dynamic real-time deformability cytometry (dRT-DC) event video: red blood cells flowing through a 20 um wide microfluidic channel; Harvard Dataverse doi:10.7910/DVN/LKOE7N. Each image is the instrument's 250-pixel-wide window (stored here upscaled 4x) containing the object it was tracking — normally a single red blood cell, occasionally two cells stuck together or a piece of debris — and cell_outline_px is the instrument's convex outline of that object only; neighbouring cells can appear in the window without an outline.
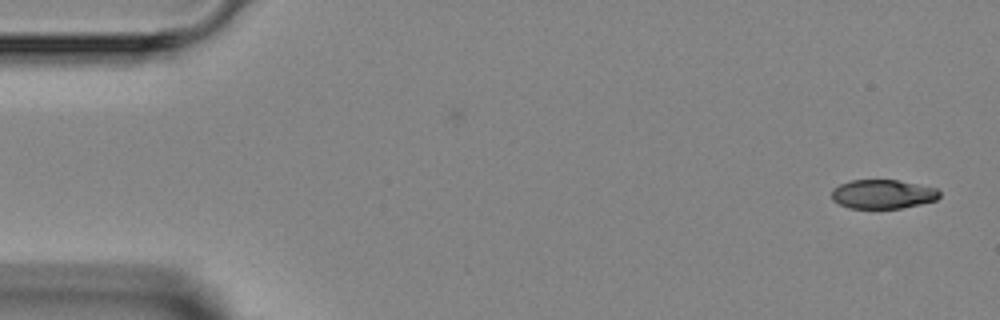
{"species": "Egyptian fruit bat (a non-hibernating species)", "species_latin": "Rousettus aegyptiacus", "temperature_condition": "room temperature", "stored_images_in_passage": 2, "camera_frame_rate_fps": 3000, "um_per_image_px": 0.085, "animal": {"sex": "female"}, "frame": {"image": 1, "passage_image": 2, "time_ms": 1.0, "image_size_px": [1000, 320], "cell_outline_px": [[940, 196], [936, 200], [920, 204], [900, 208], [848, 208], [832, 200], [832, 188], [840, 184], [852, 180], [896, 180], [936, 188], [940, 192]], "centroid_in_image_um": [75.02, 16.5], "position_along_channel_um": 10.0, "area_um2": 18.15}}